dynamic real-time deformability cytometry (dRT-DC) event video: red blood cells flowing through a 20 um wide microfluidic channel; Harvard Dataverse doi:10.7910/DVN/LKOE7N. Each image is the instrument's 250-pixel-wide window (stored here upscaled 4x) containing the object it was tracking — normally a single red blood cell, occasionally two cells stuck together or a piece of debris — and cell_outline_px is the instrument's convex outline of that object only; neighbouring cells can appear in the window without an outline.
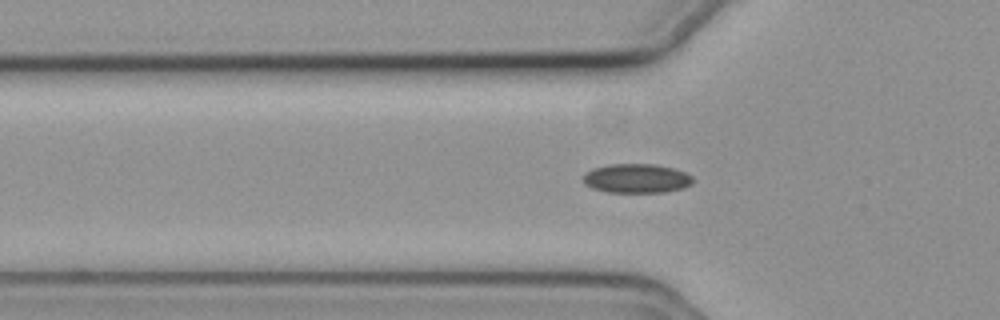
{"species": "common noctule bat (a hibernating species)", "species_latin": "Nyctalus noctula", "temperature_condition": "cold", "stored_images_in_passage": 49, "camera_frame_rate_fps": 3000, "um_per_image_px": 0.085, "animal": {"sex": "female", "body_mass_g": 19.3, "forearm_length_mm": 54.1}, "frame": {"image": 1, "passage_image": 18, "time_ms": 5.667, "image_size_px": [1000, 320], "cell_outline_px": [[692, 184], [684, 188], [664, 192], [608, 192], [592, 188], [584, 184], [584, 176], [592, 168], [608, 164], [656, 164], [672, 168], [684, 172], [692, 176]], "centroid_in_image_um": [54.11, 15.16], "position_along_channel_um": 71.7, "area_um2": 18.61}}
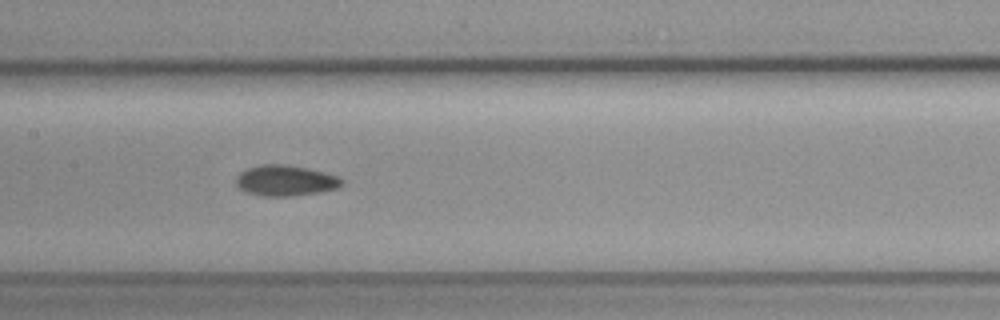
{"frame": {"image": 2, "passage_image": 27, "time_ms": 8.667, "image_size_px": [1000, 320], "cell_outline_px": [[344, 184], [336, 188], [320, 192], [288, 196], [264, 196], [248, 192], [240, 188], [236, 184], [236, 176], [240, 172], [248, 168], [260, 164], [288, 164], [308, 168], [340, 176], [344, 180]], "centroid_in_image_um": [24.29, 15.33], "position_along_channel_um": 183.1, "area_um2": 19.02}}
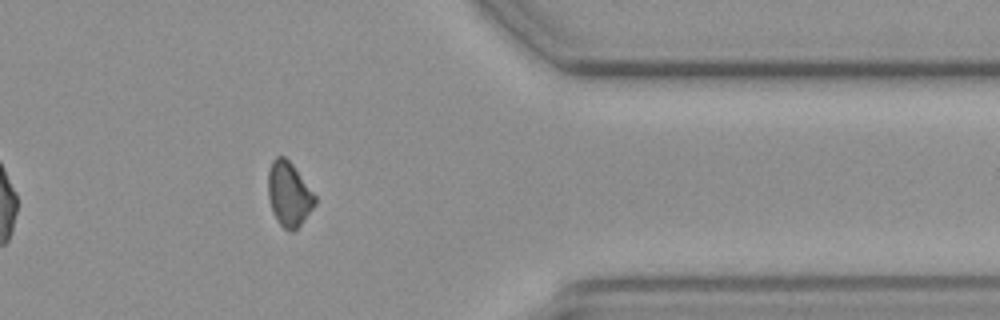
{"frame": {"image": 3, "passage_image": 45, "time_ms": 14.667, "image_size_px": [1000, 320], "cell_outline_px": [[316, 204], [300, 224], [292, 232], [288, 232], [276, 220], [272, 212], [268, 196], [268, 168], [272, 160], [276, 156], [284, 156], [292, 164], [316, 196]], "centroid_in_image_um": [24.53, 16.5], "position_along_channel_um": 386.9, "area_um2": 17.57}, "authors_computed_cell_mechanics": {"area_um2": 18.3226, "velocity_mm_per_s": 3.7044, "shape_relaxation_time_tau1_ms": 7.5501, "shape_relaxation_time_tau2_ms": 9.4253, "deformation_change_tau1": 0.0804, "deformation_change_tau2": 0.1107}}